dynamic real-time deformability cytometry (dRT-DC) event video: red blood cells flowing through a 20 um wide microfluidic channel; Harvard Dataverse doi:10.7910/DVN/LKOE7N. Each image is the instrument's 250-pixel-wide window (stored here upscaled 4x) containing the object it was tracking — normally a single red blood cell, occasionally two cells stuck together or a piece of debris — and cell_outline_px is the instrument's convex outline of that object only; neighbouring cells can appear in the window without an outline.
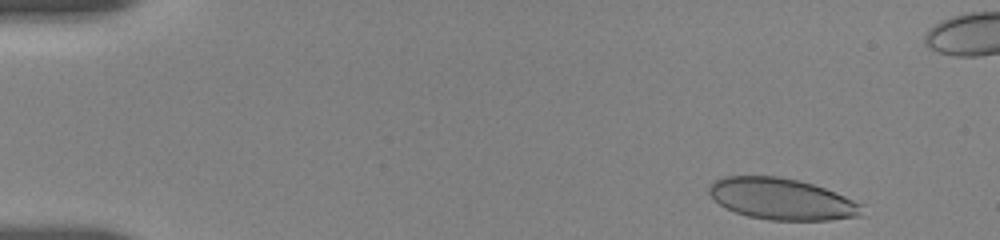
{"species": "human", "species_latin": "Homo sapiens", "temperature_condition": "room temperature", "stored_images_in_passage": 39, "camera_frame_rate_fps": 3000, "um_per_image_px": 0.085, "donor": {"sex": "female"}, "frame": {"image": 1, "passage_image": 1, "time_ms": 0.0, "image_size_px": [1000, 240], "cell_outline_px": [[864, 216], [828, 220], [768, 220], [748, 216], [736, 212], [720, 204], [708, 192], [708, 188], [716, 180], [724, 176], [780, 176], [800, 180], [824, 188], [864, 204]], "centroid_in_image_um": [66.51, 16.92], "position_along_channel_um": 18.5, "area_um2": 36.93}}
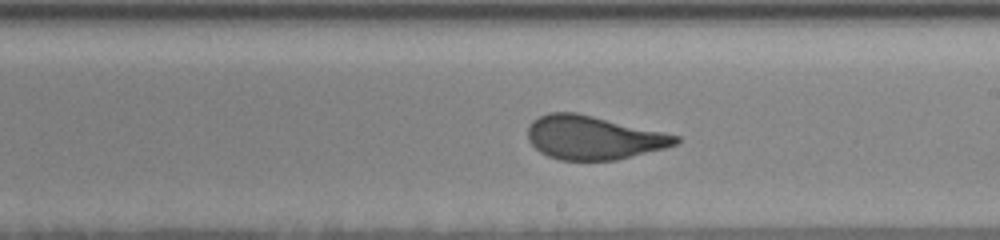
{"frame": {"image": 2, "passage_image": 20, "time_ms": 9.0, "image_size_px": [1000, 240], "cell_outline_px": [[680, 140], [676, 144], [664, 148], [616, 160], [560, 160], [548, 156], [540, 152], [528, 140], [528, 128], [532, 120], [548, 112], [576, 112], [680, 136]], "centroid_in_image_um": [50.41, 11.69], "position_along_channel_um": 238.6, "area_um2": 37.34}}
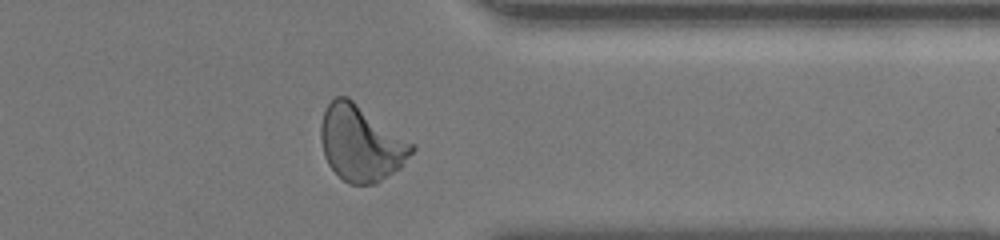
{"frame": {"image": 3, "passage_image": 31, "time_ms": 13.0, "image_size_px": [1000, 240], "cell_outline_px": [[416, 148], [400, 168], [376, 184], [348, 184], [328, 164], [324, 156], [320, 140], [320, 124], [324, 112], [328, 104], [336, 96], [348, 96], [416, 144]], "centroid_in_image_um": [30.7, 12.16], "position_along_channel_um": 380.7, "area_um2": 40.46}, "authors_computed_cell_mechanics": {"area_um2": 37.859, "velocity_mm_per_s": 3.6688, "shape_relaxation_time_tau1_ms": 6.8671, "shape_relaxation_time_tau2_ms": null, "deformation_change_tau1": 0.1765, "deformation_change_tau2": null}}